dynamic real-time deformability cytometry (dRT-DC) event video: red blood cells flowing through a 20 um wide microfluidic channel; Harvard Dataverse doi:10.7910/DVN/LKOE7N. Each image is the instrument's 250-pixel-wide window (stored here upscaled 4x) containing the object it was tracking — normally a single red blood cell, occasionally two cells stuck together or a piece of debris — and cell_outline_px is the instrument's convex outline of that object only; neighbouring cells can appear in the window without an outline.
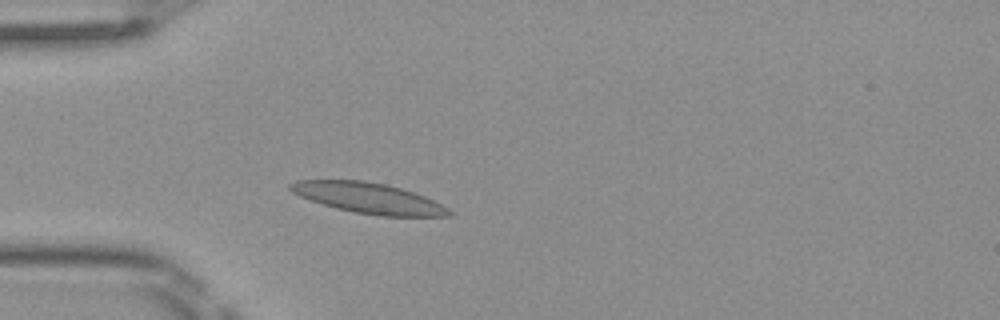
{"species": "Egyptian fruit bat (a non-hibernating species)", "species_latin": "Rousettus aegyptiacus", "temperature_condition": "room temperature", "stored_images_in_passage": 2, "camera_frame_rate_fps": 3000, "um_per_image_px": 0.085, "frame": {"image": 1, "passage_image": 2, "time_ms": 0.333, "image_size_px": [1000, 320], "cell_outline_px": [[452, 216], [380, 216], [356, 212], [336, 208], [300, 196], [292, 192], [288, 188], [288, 184], [296, 180], [364, 180], [384, 184], [400, 188], [424, 196], [448, 208], [452, 212]], "centroid_in_image_um": [31.31, 16.83], "position_along_channel_um": 53.7, "area_um2": 27.92}}